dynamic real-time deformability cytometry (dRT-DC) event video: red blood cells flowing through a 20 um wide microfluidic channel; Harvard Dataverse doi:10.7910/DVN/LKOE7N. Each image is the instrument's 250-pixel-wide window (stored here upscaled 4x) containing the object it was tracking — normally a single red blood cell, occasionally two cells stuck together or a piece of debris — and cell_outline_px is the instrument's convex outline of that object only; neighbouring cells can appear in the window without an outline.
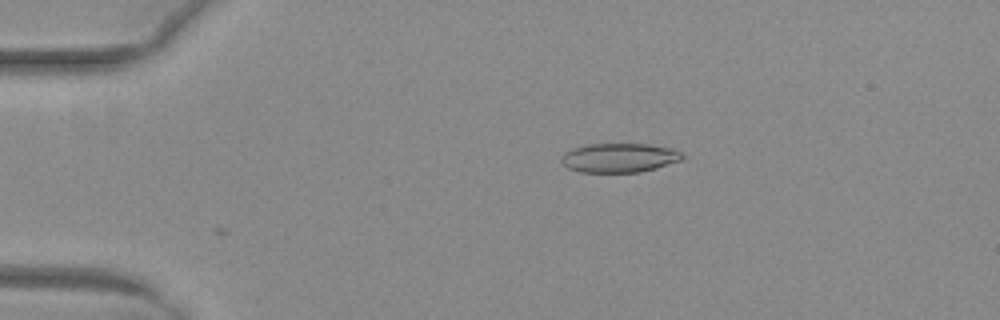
{"species": "common noctule bat (a hibernating species)", "species_latin": "Nyctalus noctula", "temperature_condition": "warm", "stored_images_in_passage": 8, "camera_frame_rate_fps": 3000, "um_per_image_px": 0.085, "animal": {"sex": "female", "body_mass_g": 29.2, "forearm_length_mm": 56.3}, "frame": {"image": 1, "passage_image": 8, "time_ms": 2.333, "image_size_px": [1000, 320], "cell_outline_px": [[684, 156], [680, 160], [656, 168], [640, 172], [580, 172], [568, 168], [560, 160], [560, 156], [564, 152], [572, 148], [588, 144], [648, 144], [672, 148], [684, 152]], "centroid_in_image_um": [52.63, 13.4], "position_along_channel_um": 32.4, "area_um2": 20.69}}